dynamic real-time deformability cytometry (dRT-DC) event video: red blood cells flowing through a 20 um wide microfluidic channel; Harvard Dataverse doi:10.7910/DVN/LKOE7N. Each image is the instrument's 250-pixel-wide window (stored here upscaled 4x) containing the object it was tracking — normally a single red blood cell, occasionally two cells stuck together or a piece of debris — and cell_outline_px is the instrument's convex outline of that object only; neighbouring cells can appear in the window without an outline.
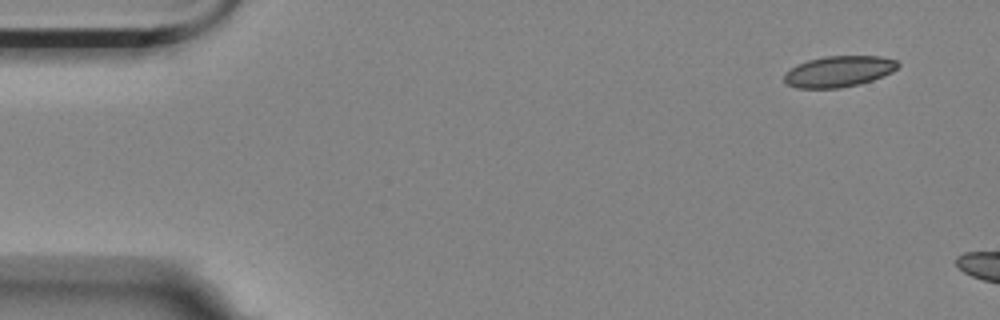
{"species": "Egyptian fruit bat (a non-hibernating species)", "species_latin": "Rousettus aegyptiacus", "temperature_condition": "room temperature", "stored_images_in_passage": 4, "camera_frame_rate_fps": 3000, "um_per_image_px": 0.085, "animal": {"sex": "female"}, "frame": {"image": 1, "passage_image": 1, "time_ms": 0.0, "image_size_px": [1000, 320], "cell_outline_px": [[900, 64], [892, 72], [872, 80], [860, 84], [840, 88], [796, 88], [788, 84], [784, 80], [784, 72], [796, 64], [808, 60], [824, 56], [880, 56], [896, 60]], "centroid_in_image_um": [71.27, 6.07], "position_along_channel_um": 13.7, "area_um2": 20.63}}